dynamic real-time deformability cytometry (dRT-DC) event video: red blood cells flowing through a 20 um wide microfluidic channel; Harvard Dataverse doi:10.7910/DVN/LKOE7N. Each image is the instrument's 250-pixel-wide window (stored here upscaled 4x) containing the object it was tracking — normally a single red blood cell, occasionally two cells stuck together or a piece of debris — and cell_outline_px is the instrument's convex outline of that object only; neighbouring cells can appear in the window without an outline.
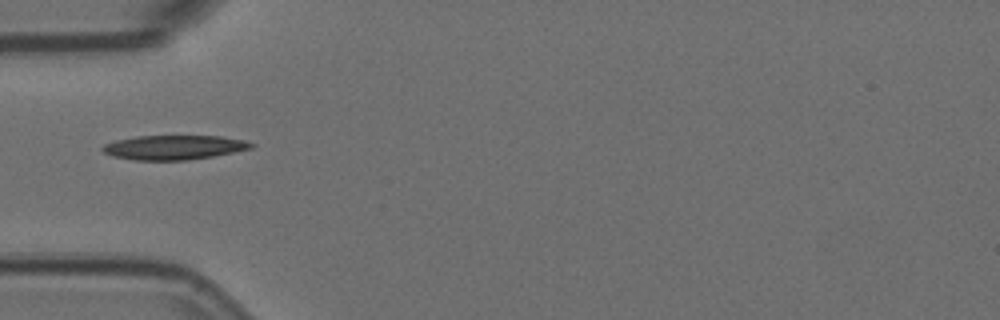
{"species": "Egyptian fruit bat (a non-hibernating species)", "species_latin": "Rousettus aegyptiacus", "temperature_condition": "room temperature", "stored_images_in_passage": 13, "camera_frame_rate_fps": 3000, "um_per_image_px": 0.085, "animal": {"sex": "female"}, "frame": {"image": 1, "passage_image": 1, "time_ms": 0.0, "image_size_px": [1000, 320], "cell_outline_px": [[256, 144], [252, 148], [212, 156], [188, 160], [136, 160], [112, 156], [104, 152], [100, 148], [104, 144], [116, 140], [136, 136], [220, 136], [244, 140]], "centroid_in_image_um": [14.77, 12.52], "position_along_channel_um": 70.2, "area_um2": 21.04}}
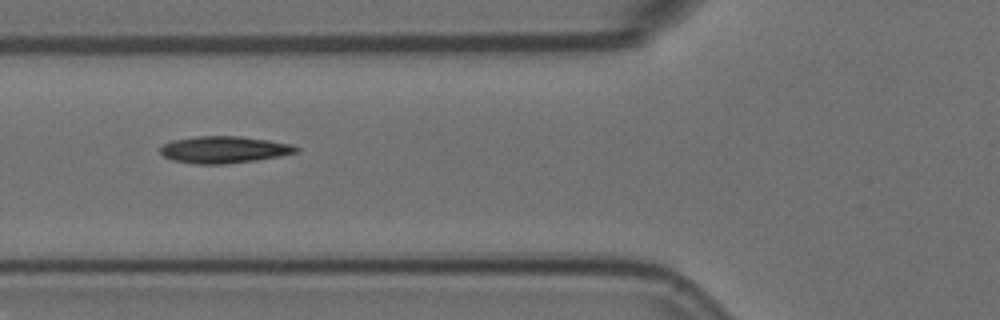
{"frame": {"image": 2, "passage_image": 4, "time_ms": 1.0, "image_size_px": [1000, 320], "cell_outline_px": [[300, 148], [296, 152], [280, 156], [256, 160], [224, 164], [196, 164], [172, 160], [164, 156], [160, 152], [160, 148], [164, 144], [172, 140], [196, 136], [240, 136], [268, 140], [292, 144]], "centroid_in_image_um": [19.03, 12.72], "position_along_channel_um": 106.8, "area_um2": 21.27}}
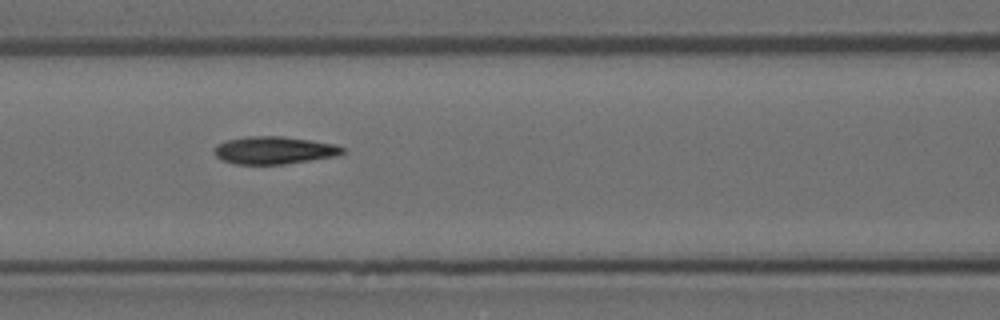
{"frame": {"image": 3, "passage_image": 7, "time_ms": 2.0, "image_size_px": [1000, 320], "cell_outline_px": [[344, 152], [332, 156], [284, 164], [236, 164], [220, 160], [216, 156], [216, 144], [224, 140], [248, 136], [284, 136], [336, 144], [344, 148]], "centroid_in_image_um": [23.25, 12.76], "position_along_channel_um": 143.4, "area_um2": 20.46}}